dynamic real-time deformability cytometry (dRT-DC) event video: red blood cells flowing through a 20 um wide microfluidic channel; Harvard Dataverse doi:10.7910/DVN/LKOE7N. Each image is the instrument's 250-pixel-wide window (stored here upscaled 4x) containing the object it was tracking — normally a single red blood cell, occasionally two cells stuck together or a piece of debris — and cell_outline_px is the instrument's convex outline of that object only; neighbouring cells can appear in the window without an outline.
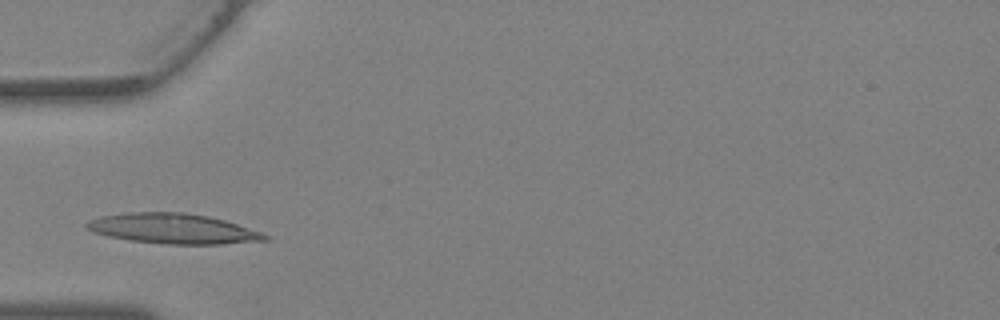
{"species": "Egyptian fruit bat (a non-hibernating species)", "species_latin": "Rousettus aegyptiacus", "temperature_condition": "warm", "stored_images_in_passage": 21, "camera_frame_rate_fps": 3000, "um_per_image_px": 0.085, "animal": {"sex": "female"}, "frame": {"image": 1, "passage_image": 3, "time_ms": 0.667, "image_size_px": [1000, 320], "cell_outline_px": [[268, 240], [220, 244], [164, 244], [132, 240], [108, 236], [92, 232], [84, 224], [92, 220], [104, 216], [128, 212], [184, 212], [208, 216], [224, 220], [264, 232], [268, 236]], "centroid_in_image_um": [14.76, 19.43], "position_along_channel_um": 70.2, "area_um2": 31.1}}
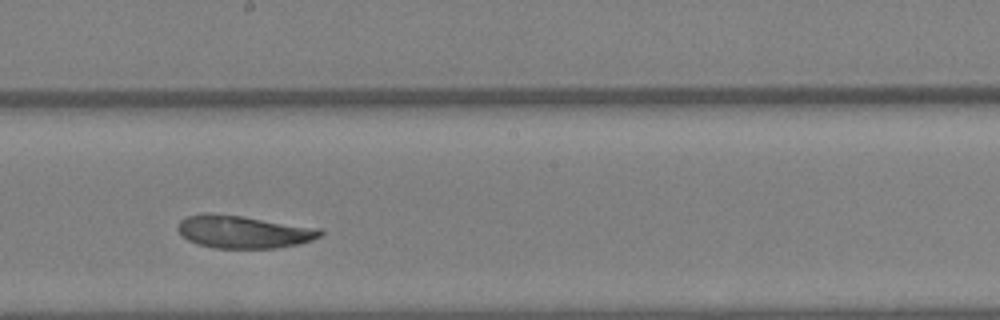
{"frame": {"image": 2, "passage_image": 12, "time_ms": 3.667, "image_size_px": [1000, 320], "cell_outline_px": [[324, 232], [320, 236], [312, 240], [296, 244], [276, 248], [216, 248], [196, 244], [188, 240], [176, 228], [180, 220], [188, 216], [204, 212], [212, 212], [244, 216], [320, 228]], "centroid_in_image_um": [20.67, 19.69], "position_along_channel_um": 227.5, "area_um2": 27.28}}
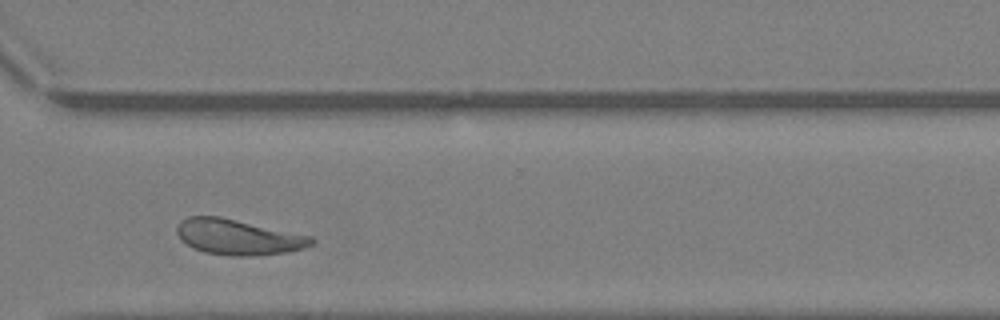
{"frame": {"image": 3, "passage_image": 19, "time_ms": 6.0, "image_size_px": [1000, 320], "cell_outline_px": [[316, 240], [312, 244], [304, 248], [288, 252], [248, 256], [232, 256], [204, 252], [192, 248], [180, 240], [176, 232], [176, 228], [188, 216], [220, 216], [312, 236]], "centroid_in_image_um": [20.24, 20.15], "position_along_channel_um": 350.4, "area_um2": 27.86}}